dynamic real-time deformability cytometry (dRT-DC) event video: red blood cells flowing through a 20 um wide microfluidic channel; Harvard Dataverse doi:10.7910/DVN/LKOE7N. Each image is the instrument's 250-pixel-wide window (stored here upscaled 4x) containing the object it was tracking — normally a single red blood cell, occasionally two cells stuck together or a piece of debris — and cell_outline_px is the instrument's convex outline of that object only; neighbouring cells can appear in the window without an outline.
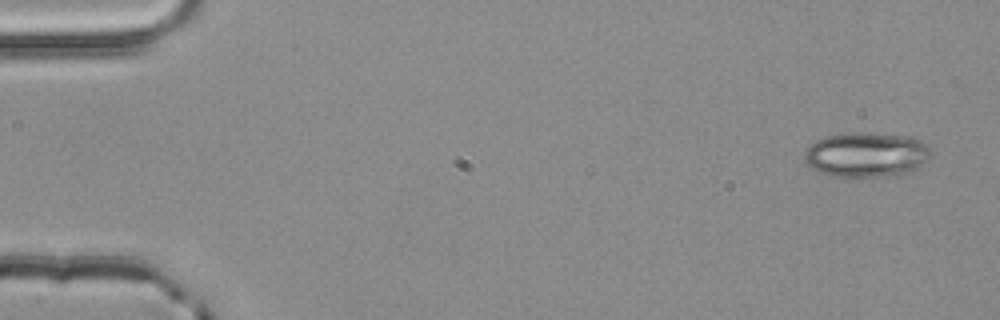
{"species": "common noctule bat (a hibernating species)", "species_latin": "Nyctalus noctula", "temperature_condition": "room temperature", "stored_images_in_passage": 3, "camera_frame_rate_fps": 3000, "um_per_image_px": 0.085, "animal": {"sex": "male", "body_mass_g": 20.4}, "frame": {"image": 1, "passage_image": 1, "time_ms": 0.0, "image_size_px": [1000, 320], "cell_outline_px": [[932, 152], [928, 160], [916, 168], [908, 172], [884, 176], [828, 176], [812, 168], [804, 160], [804, 152], [816, 140], [828, 136], [848, 132], [868, 132], [904, 136], [920, 140]], "centroid_in_image_um": [73.61, 13.14], "position_along_channel_um": 11.4, "area_um2": 32.77}}